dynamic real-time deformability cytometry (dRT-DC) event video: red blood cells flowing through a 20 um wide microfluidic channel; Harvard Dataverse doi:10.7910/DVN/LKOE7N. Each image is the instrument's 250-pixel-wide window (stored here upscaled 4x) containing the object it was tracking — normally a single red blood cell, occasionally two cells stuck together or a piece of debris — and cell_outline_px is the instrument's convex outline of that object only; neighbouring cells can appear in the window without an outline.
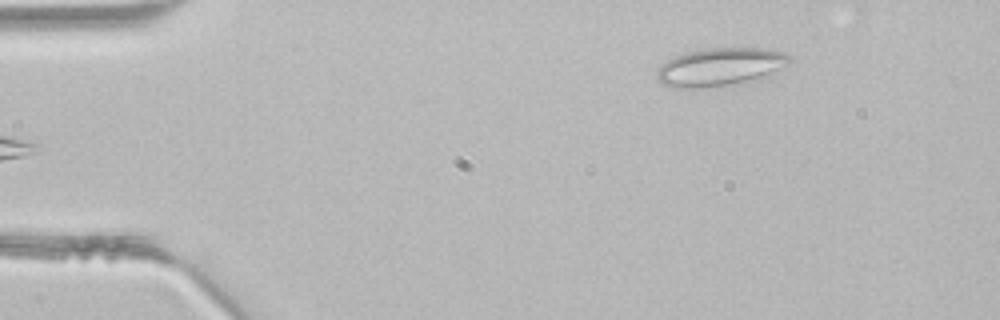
{"species": "common noctule bat (a hibernating species)", "species_latin": "Nyctalus noctula", "temperature_condition": "room temperature", "stored_images_in_passage": 4, "camera_frame_rate_fps": 3000, "um_per_image_px": 0.085, "animal": {"sex": "male", "body_mass_g": 21.5, "forearm_length_mm": 52.0}, "frame": {"image": 1, "passage_image": 4, "time_ms": 1.0, "image_size_px": [1000, 320], "cell_outline_px": [[792, 60], [788, 64], [768, 80], [748, 84], [700, 88], [676, 88], [660, 84], [656, 80], [656, 72], [660, 64], [684, 52], [704, 48], [772, 48], [784, 52], [792, 56]], "centroid_in_image_um": [61.32, 5.72], "position_along_channel_um": 23.7, "area_um2": 31.15}}